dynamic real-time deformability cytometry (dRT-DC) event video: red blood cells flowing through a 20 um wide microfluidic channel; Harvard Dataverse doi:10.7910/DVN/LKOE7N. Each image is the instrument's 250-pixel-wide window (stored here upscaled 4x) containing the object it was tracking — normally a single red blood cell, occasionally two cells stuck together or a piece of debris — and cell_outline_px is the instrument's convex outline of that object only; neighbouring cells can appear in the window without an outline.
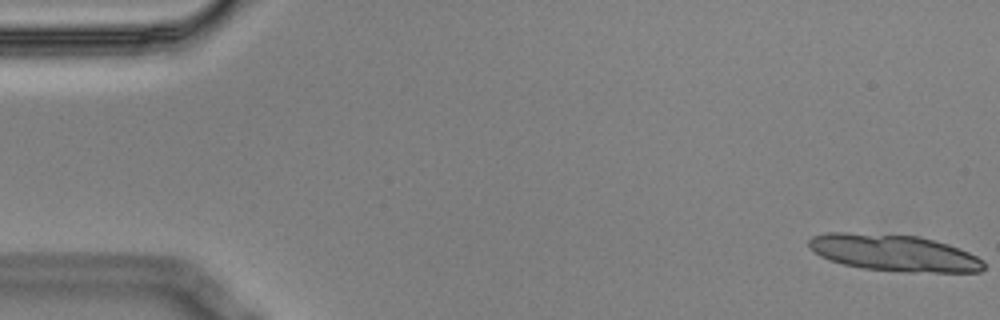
{"species": "Egyptian fruit bat (a non-hibernating species)", "species_latin": "Rousettus aegyptiacus", "temperature_condition": "cold", "stored_images_in_passage": 15, "camera_frame_rate_fps": 3000, "um_per_image_px": 0.085, "animal": {"sex": "male"}, "frame": {"image": 1, "passage_image": 1, "time_ms": 0.0, "image_size_px": [1000, 320], "cell_outline_px": [[984, 268], [980, 272], [900, 272], [864, 268], [844, 264], [828, 260], [820, 256], [808, 244], [808, 240], [812, 236], [828, 232], [848, 232], [916, 236], [948, 244], [968, 252], [984, 260]], "centroid_in_image_um": [75.99, 21.5], "position_along_channel_um": 9.0, "area_um2": 37.22}}